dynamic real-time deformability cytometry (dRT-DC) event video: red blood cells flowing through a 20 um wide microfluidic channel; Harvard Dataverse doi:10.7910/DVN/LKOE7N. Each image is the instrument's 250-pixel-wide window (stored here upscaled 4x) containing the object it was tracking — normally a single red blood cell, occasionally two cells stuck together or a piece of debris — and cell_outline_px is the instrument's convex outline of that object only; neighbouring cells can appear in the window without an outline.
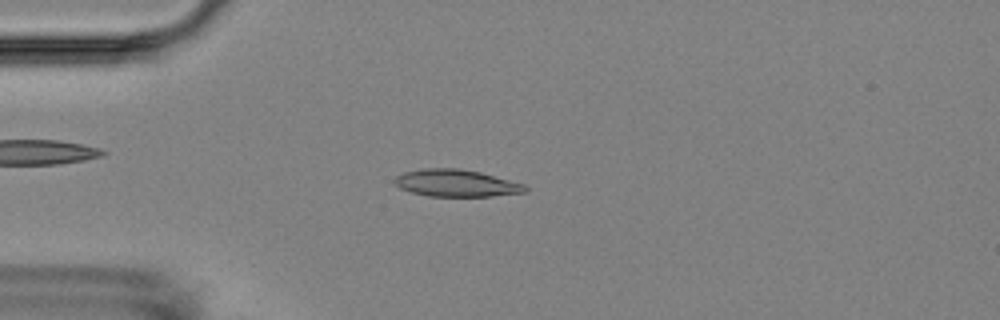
{"species": "Egyptian fruit bat (a non-hibernating species)", "species_latin": "Rousettus aegyptiacus", "temperature_condition": "room temperature", "stored_images_in_passage": 7, "camera_frame_rate_fps": 3000, "um_per_image_px": 0.085, "animal": {"sex": "female"}, "frame": {"image": 1, "passage_image": 3, "time_ms": 3.0, "image_size_px": [1000, 320], "cell_outline_px": [[528, 192], [492, 196], [428, 196], [412, 192], [400, 188], [392, 180], [396, 176], [404, 172], [424, 168], [456, 168], [480, 172], [524, 184], [528, 188]], "centroid_in_image_um": [38.78, 15.57], "position_along_channel_um": 46.2, "area_um2": 20.58}}
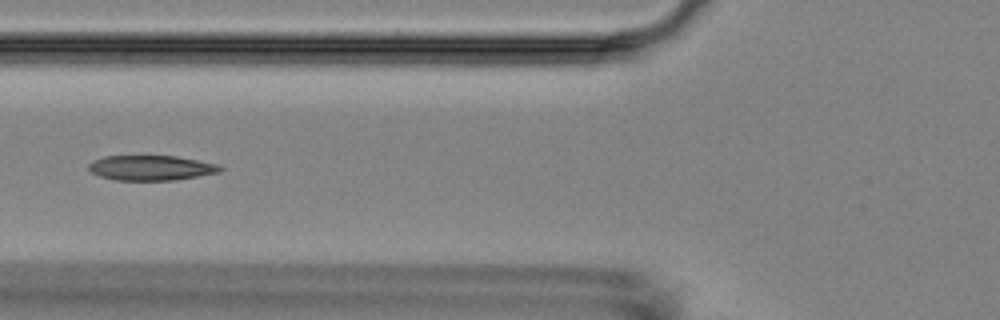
{"frame": {"image": 2, "passage_image": 5, "time_ms": 5.333, "image_size_px": [1000, 320], "cell_outline_px": [[224, 168], [220, 172], [172, 180], [116, 180], [100, 176], [92, 172], [88, 168], [88, 164], [92, 160], [104, 156], [176, 156], [220, 164]], "centroid_in_image_um": [12.84, 14.26], "position_along_channel_um": 113.0, "area_um2": 19.13}}
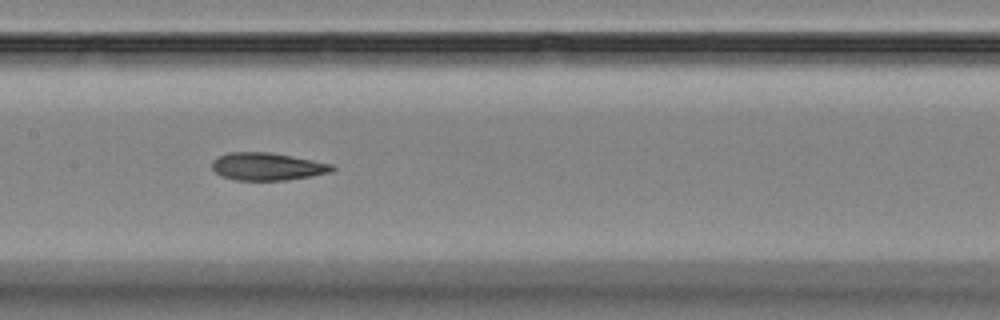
{"frame": {"image": 3, "passage_image": 7, "time_ms": 7.333, "image_size_px": [1000, 320], "cell_outline_px": [[336, 168], [332, 172], [312, 176], [288, 180], [236, 180], [220, 176], [212, 168], [212, 160], [228, 152], [268, 152], [312, 160], [332, 164]], "centroid_in_image_um": [22.72, 14.16], "position_along_channel_um": 184.7, "area_um2": 19.31}}